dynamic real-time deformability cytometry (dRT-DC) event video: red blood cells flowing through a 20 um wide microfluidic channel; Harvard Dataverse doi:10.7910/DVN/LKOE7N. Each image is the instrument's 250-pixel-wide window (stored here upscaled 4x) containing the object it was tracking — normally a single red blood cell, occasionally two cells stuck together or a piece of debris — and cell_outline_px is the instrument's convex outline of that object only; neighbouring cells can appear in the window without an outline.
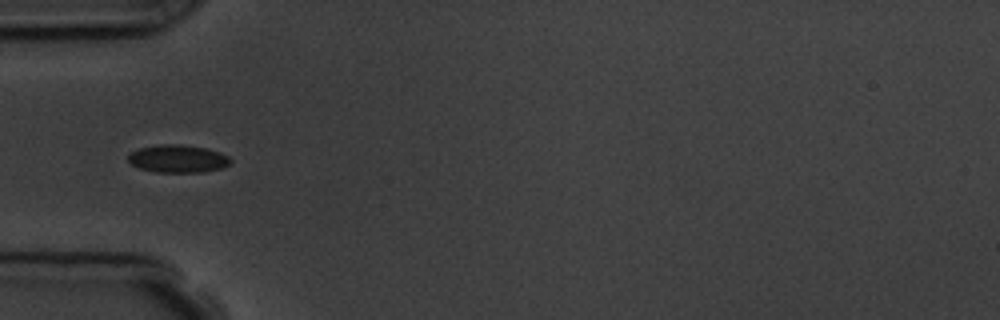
{"species": "common noctule bat (a hibernating species)", "species_latin": "Nyctalus noctula", "temperature_condition": "room temperature", "stored_images_in_passage": 7, "camera_frame_rate_fps": 3000, "um_per_image_px": 0.085, "animal": {"sex": "male", "body_mass_g": 19.5, "forearm_length_mm": 54.6}, "frame": {"image": 1, "passage_image": 6, "time_ms": 5.667, "image_size_px": [1000, 320], "cell_outline_px": [[232, 160], [224, 168], [204, 172], [156, 172], [140, 168], [132, 164], [128, 160], [128, 152], [140, 148], [160, 144], [180, 144], [204, 148], [220, 152], [228, 156]], "centroid_in_image_um": [15.12, 13.49], "position_along_channel_um": 69.9, "area_um2": 16.59}}